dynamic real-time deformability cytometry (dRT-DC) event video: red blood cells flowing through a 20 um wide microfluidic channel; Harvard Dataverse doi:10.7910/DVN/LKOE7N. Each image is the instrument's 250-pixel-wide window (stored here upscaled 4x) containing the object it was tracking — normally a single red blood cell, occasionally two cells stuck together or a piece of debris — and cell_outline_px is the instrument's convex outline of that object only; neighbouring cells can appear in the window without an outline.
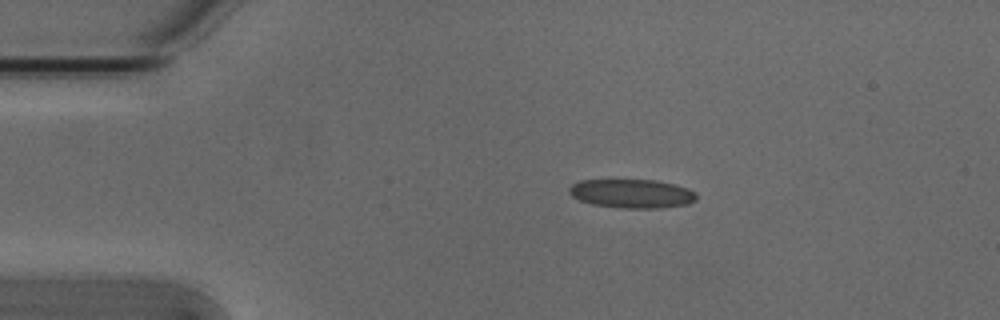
{"species": "Egyptian fruit bat (a non-hibernating species)", "species_latin": "Rousettus aegyptiacus", "temperature_condition": "cold", "stored_images_in_passage": 3, "camera_frame_rate_fps": 3000, "um_per_image_px": 0.085, "animal": {"sex": "male"}, "frame": {"image": 1, "passage_image": 1, "time_ms": 0.0, "image_size_px": [1000, 320], "cell_outline_px": [[696, 200], [688, 204], [660, 208], [624, 208], [592, 204], [580, 200], [572, 196], [568, 192], [568, 188], [572, 184], [580, 180], [656, 180], [676, 184], [688, 188], [696, 192]], "centroid_in_image_um": [53.72, 16.45], "position_along_channel_um": 31.3, "area_um2": 21.5}}
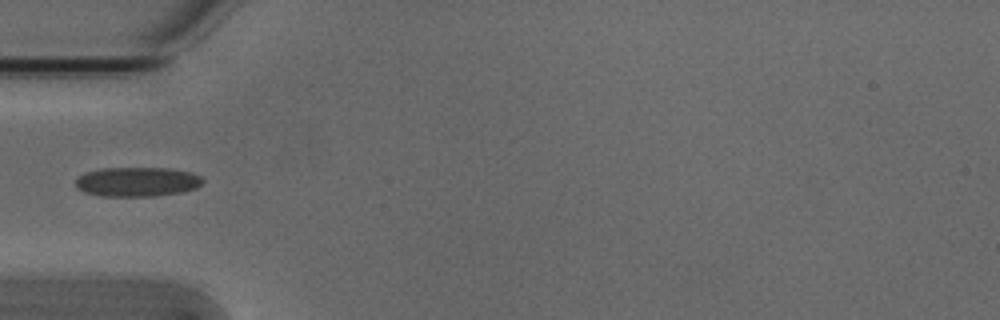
{"frame": {"image": 2, "passage_image": 3, "time_ms": 0.667, "image_size_px": [1000, 320], "cell_outline_px": [[204, 180], [196, 188], [184, 192], [156, 196], [100, 196], [84, 192], [76, 188], [76, 180], [84, 172], [100, 168], [168, 168], [192, 172], [200, 176]], "centroid_in_image_um": [11.66, 15.45], "position_along_channel_um": 73.3, "area_um2": 22.02}}